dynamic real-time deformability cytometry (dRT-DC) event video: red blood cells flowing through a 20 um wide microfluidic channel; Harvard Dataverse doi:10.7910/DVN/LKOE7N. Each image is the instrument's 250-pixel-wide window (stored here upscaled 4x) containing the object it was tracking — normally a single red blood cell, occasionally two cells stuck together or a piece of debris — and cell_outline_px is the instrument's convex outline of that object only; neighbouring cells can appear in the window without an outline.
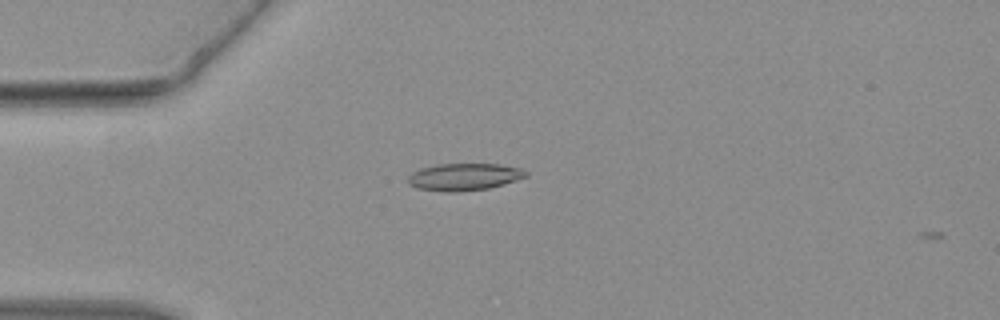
{"species": "common noctule bat (a hibernating species)", "species_latin": "Nyctalus noctula", "temperature_condition": "warm", "stored_images_in_passage": 33, "camera_frame_rate_fps": 3000, "um_per_image_px": 0.085, "animal": {"sex": "female", "body_mass_g": 19.3, "forearm_length_mm": 54.1}, "frame": {"image": 1, "passage_image": 1, "time_ms": 0.0, "image_size_px": [1000, 320], "cell_outline_px": [[528, 176], [504, 184], [488, 188], [456, 192], [444, 192], [416, 188], [408, 184], [408, 176], [412, 172], [420, 168], [436, 164], [500, 164], [520, 168], [528, 172]], "centroid_in_image_um": [39.43, 15.03], "position_along_channel_um": 45.6, "area_um2": 18.79}}
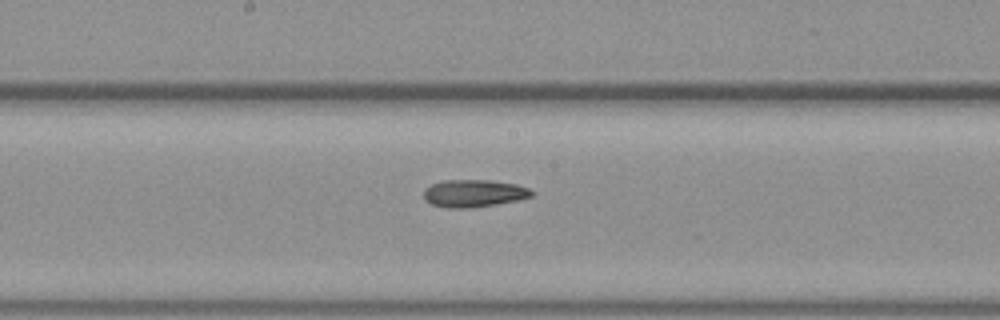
{"frame": {"image": 2, "passage_image": 13, "time_ms": 4.0, "image_size_px": [1000, 320], "cell_outline_px": [[532, 196], [516, 200], [496, 204], [472, 208], [448, 208], [432, 204], [424, 200], [424, 188], [432, 184], [444, 180], [492, 180], [516, 184], [528, 188], [532, 192]], "centroid_in_image_um": [40.24, 16.43], "position_along_channel_um": 208.0, "area_um2": 17.22}}
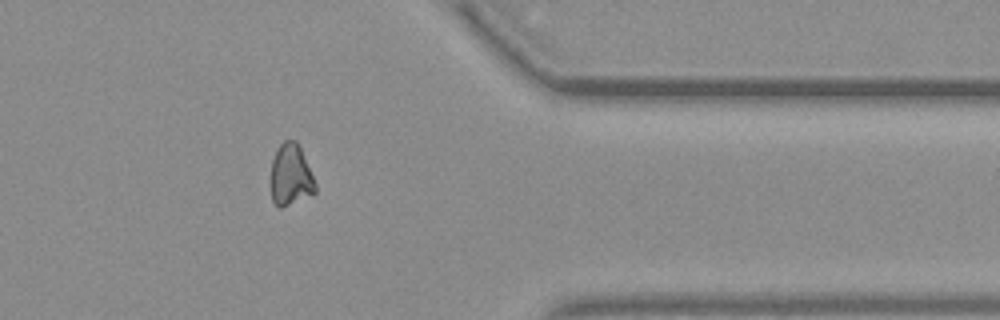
{"frame": {"image": 3, "passage_image": 26, "time_ms": 8.333, "image_size_px": [1000, 320], "cell_outline_px": [[316, 192], [280, 208], [272, 200], [272, 160], [276, 148], [284, 140], [296, 140], [300, 148], [316, 184]], "centroid_in_image_um": [24.7, 14.85], "position_along_channel_um": 386.7, "area_um2": 15.55}}